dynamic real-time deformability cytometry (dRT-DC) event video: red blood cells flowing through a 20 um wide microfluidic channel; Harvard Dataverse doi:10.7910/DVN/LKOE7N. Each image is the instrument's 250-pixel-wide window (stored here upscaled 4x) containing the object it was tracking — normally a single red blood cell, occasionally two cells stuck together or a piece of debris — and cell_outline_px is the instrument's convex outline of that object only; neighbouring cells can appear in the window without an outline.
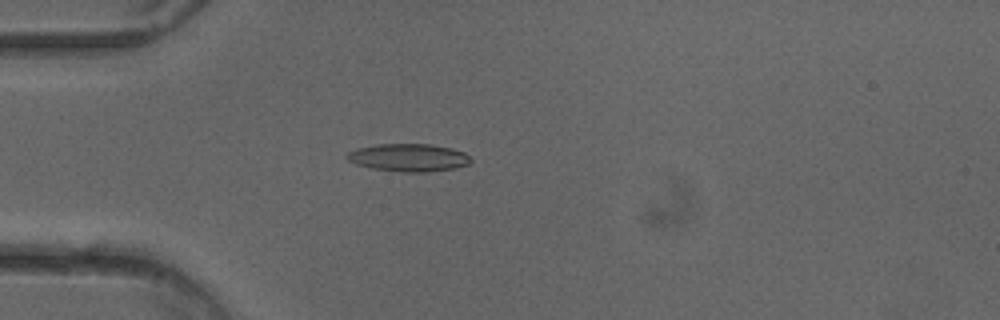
{"species": "common noctule bat (a hibernating species)", "species_latin": "Nyctalus noctula", "temperature_condition": "cold", "stored_images_in_passage": 52, "camera_frame_rate_fps": 3000, "um_per_image_px": 0.085, "animal": {"sex": "female"}, "frame": {"image": 1, "passage_image": 15, "time_ms": 4.667, "image_size_px": [1000, 320], "cell_outline_px": [[472, 160], [468, 164], [456, 168], [424, 172], [408, 172], [372, 168], [356, 164], [348, 160], [344, 156], [348, 152], [356, 148], [376, 144], [432, 144], [452, 148], [464, 152]], "centroid_in_image_um": [34.72, 13.38], "position_along_channel_um": 50.3, "area_um2": 20.0}}
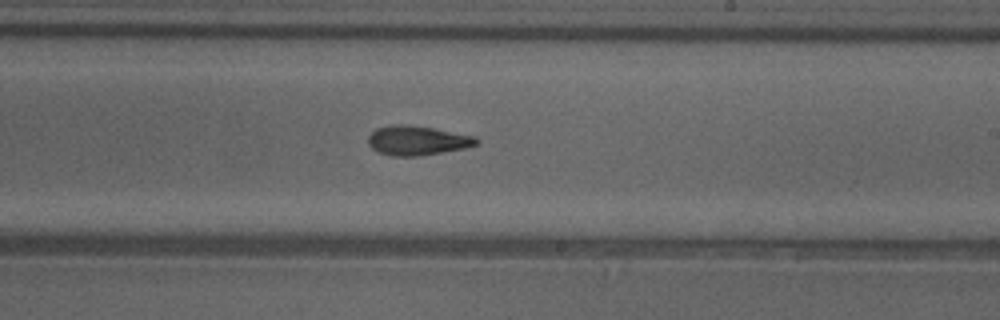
{"frame": {"image": 2, "passage_image": 31, "time_ms": 10.0, "image_size_px": [1000, 320], "cell_outline_px": [[480, 140], [476, 144], [464, 148], [420, 156], [392, 156], [376, 152], [368, 144], [368, 136], [376, 128], [392, 124], [404, 124], [432, 128], [476, 136]], "centroid_in_image_um": [35.43, 11.94], "position_along_channel_um": 253.6, "area_um2": 18.61}}
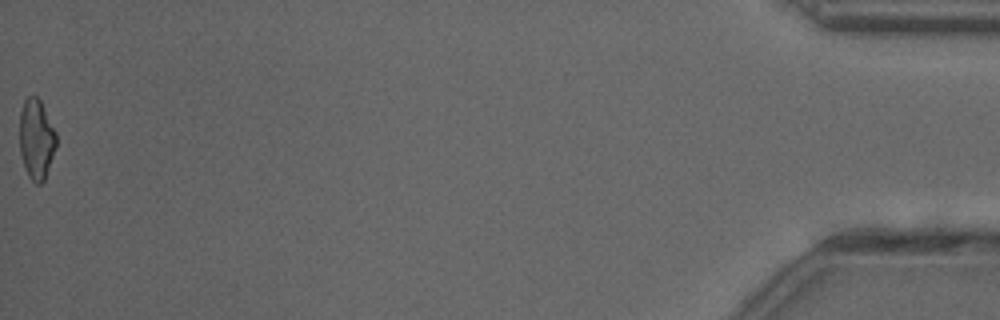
{"frame": {"image": 3, "passage_image": 52, "time_ms": 17.0, "image_size_px": [1000, 320], "cell_outline_px": [[56, 148], [44, 180], [40, 184], [36, 184], [28, 176], [24, 168], [20, 156], [20, 112], [24, 100], [28, 96], [36, 96], [40, 100], [56, 132]], "centroid_in_image_um": [3.08, 11.84], "position_along_channel_um": 432.1, "area_um2": 17.17}, "authors_computed_cell_mechanics": {"area_um2": 18.5249, "velocity_mm_per_s": 4.0276, "shape_relaxation_time_tau1_ms": 9.3529, "shape_relaxation_time_tau2_ms": 5.323, "deformation_change_tau1": 0.2227, "deformation_change_tau2": 0.1619}}